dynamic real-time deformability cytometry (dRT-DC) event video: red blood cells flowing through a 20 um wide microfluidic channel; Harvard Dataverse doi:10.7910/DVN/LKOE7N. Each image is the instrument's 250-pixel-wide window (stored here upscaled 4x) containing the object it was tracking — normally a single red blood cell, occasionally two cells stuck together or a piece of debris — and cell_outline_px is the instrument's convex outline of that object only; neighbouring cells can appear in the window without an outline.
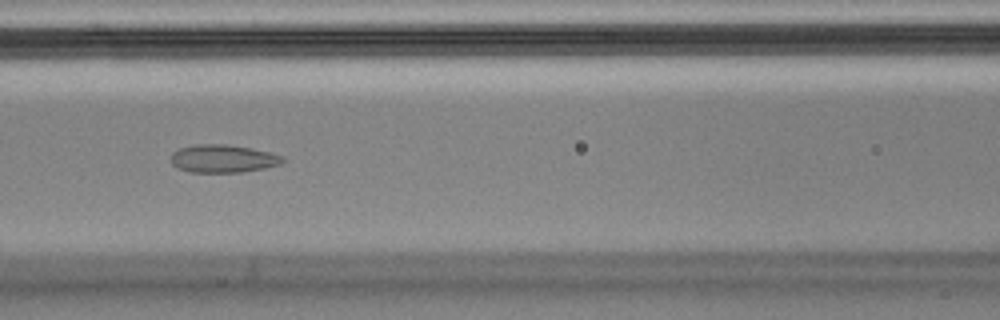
{"species": "Egyptian fruit bat (a non-hibernating species)", "species_latin": "Rousettus aegyptiacus", "temperature_condition": "cold", "stored_images_in_passage": 13, "camera_frame_rate_fps": 3000, "um_per_image_px": 0.085, "animal": {"sex": "male"}, "frame": {"image": 1, "passage_image": 6, "time_ms": 1.667, "image_size_px": [1000, 320], "cell_outline_px": [[284, 160], [280, 164], [264, 168], [244, 172], [188, 172], [176, 168], [168, 160], [172, 152], [180, 148], [196, 144], [224, 144], [252, 148], [284, 156]], "centroid_in_image_um": [18.9, 13.49], "position_along_channel_um": 147.7, "area_um2": 18.38}}
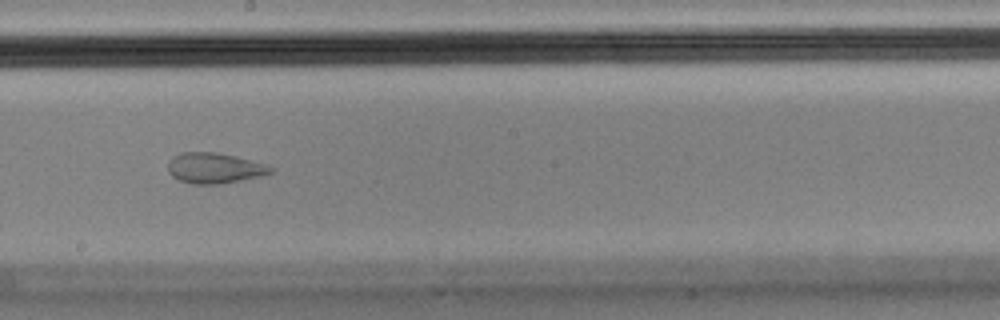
{"frame": {"image": 2, "passage_image": 8, "time_ms": 2.333, "image_size_px": [1000, 320], "cell_outline_px": [[276, 168], [272, 172], [260, 176], [220, 184], [192, 184], [180, 180], [172, 176], [168, 172], [168, 160], [172, 156], [180, 152], [216, 152], [236, 156], [264, 164]], "centroid_in_image_um": [18.19, 14.28], "position_along_channel_um": 230.0, "area_um2": 18.32}}